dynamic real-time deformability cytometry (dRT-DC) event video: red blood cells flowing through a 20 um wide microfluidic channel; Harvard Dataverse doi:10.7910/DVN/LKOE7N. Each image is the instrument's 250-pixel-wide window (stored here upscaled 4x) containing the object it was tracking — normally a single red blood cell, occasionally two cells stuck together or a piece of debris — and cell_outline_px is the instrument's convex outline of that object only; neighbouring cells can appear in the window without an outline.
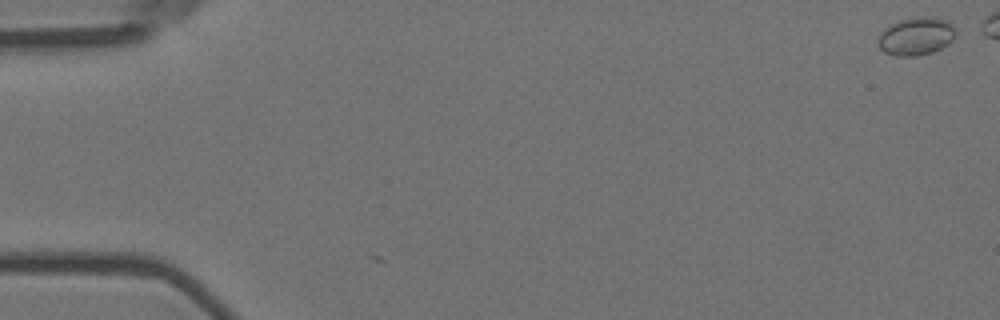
{"species": "Egyptian fruit bat (a non-hibernating species)", "species_latin": "Rousettus aegyptiacus", "temperature_condition": "room temperature", "stored_images_in_passage": 2, "camera_frame_rate_fps": 3000, "um_per_image_px": 0.085, "animal": {"sex": "female"}, "frame": {"image": 1, "passage_image": 2, "time_ms": 0.333, "image_size_px": [1000, 320], "cell_outline_px": [[956, 36], [948, 44], [932, 52], [916, 56], [896, 56], [884, 52], [880, 48], [876, 40], [892, 24], [900, 20], [932, 16], [948, 20], [956, 28]], "centroid_in_image_um": [77.92, 3.09], "position_along_channel_um": 7.1, "area_um2": 16.99}}